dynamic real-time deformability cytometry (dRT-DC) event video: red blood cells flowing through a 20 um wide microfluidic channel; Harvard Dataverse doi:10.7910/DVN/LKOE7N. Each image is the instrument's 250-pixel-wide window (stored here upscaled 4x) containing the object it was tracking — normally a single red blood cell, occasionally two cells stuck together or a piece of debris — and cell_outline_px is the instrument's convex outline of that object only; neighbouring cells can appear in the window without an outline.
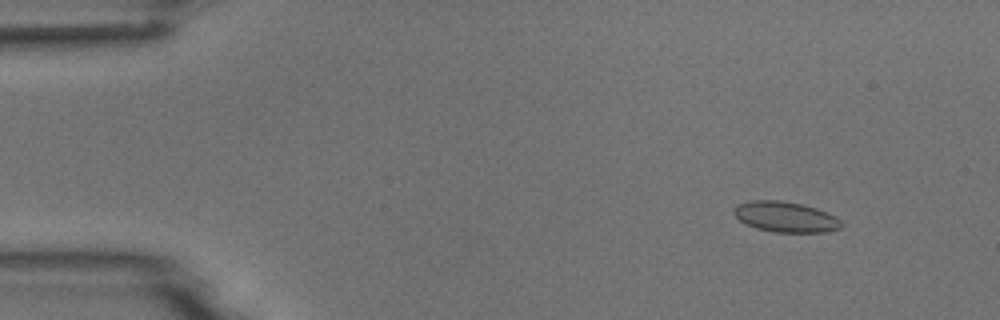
{"species": "common noctule bat (a hibernating species)", "species_latin": "Nyctalus noctula", "temperature_condition": "room temperature", "stored_images_in_passage": 4, "camera_frame_rate_fps": 3000, "um_per_image_px": 0.085, "animal": {"sex": "male", "body_mass_g": 18.8}, "frame": {"image": 1, "passage_image": 2, "time_ms": 1.0, "image_size_px": [1000, 320], "cell_outline_px": [[840, 228], [824, 232], [776, 232], [756, 228], [740, 220], [732, 212], [736, 204], [752, 200], [780, 200], [804, 204], [816, 208], [836, 216], [840, 220]], "centroid_in_image_um": [66.75, 18.42], "position_along_channel_um": 18.3, "area_um2": 19.02}}
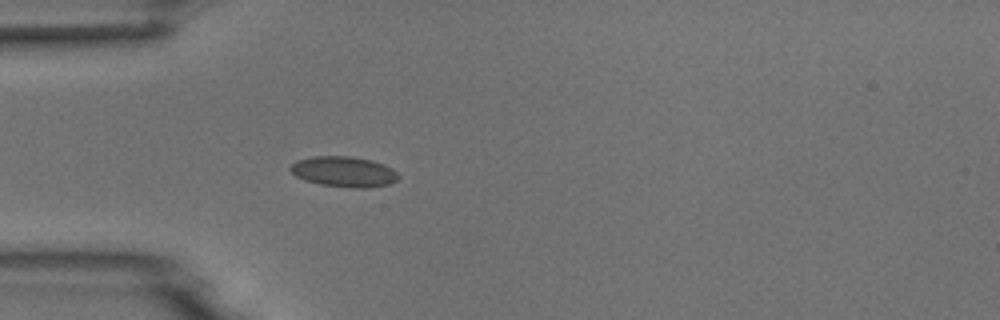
{"frame": {"image": 2, "passage_image": 4, "time_ms": 4.333, "image_size_px": [1000, 320], "cell_outline_px": [[400, 176], [392, 184], [368, 188], [352, 188], [320, 184], [304, 180], [296, 176], [288, 168], [296, 160], [312, 156], [352, 156], [372, 160], [384, 164], [392, 168]], "centroid_in_image_um": [29.24, 14.59], "position_along_channel_um": 55.8, "area_um2": 19.42}}